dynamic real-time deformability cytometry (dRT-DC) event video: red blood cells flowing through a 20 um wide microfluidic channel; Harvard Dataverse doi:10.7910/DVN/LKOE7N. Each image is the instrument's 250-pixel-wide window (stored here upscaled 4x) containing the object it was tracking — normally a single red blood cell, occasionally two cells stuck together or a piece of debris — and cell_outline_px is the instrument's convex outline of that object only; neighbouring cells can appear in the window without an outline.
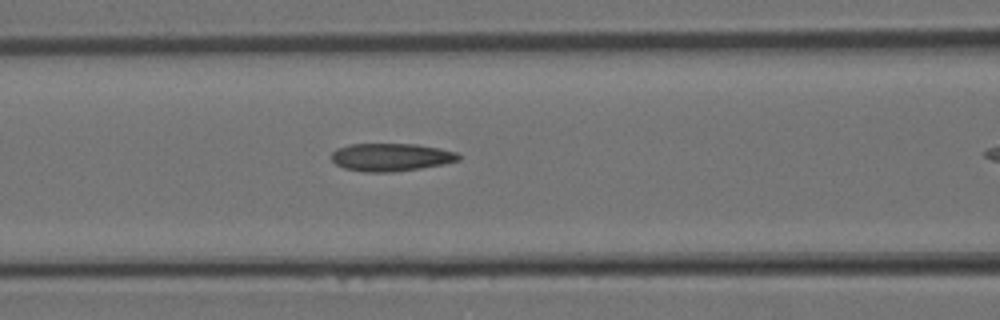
{"species": "Egyptian fruit bat (a non-hibernating species)", "species_latin": "Rousettus aegyptiacus", "temperature_condition": "room temperature", "stored_images_in_passage": 18, "camera_frame_rate_fps": 3000, "um_per_image_px": 0.085, "animal": {"sex": "female"}, "frame": {"image": 1, "passage_image": 6, "time_ms": 1.667, "image_size_px": [1000, 320], "cell_outline_px": [[460, 160], [420, 168], [392, 172], [364, 172], [344, 168], [336, 164], [332, 160], [332, 152], [336, 148], [348, 144], [416, 144], [440, 148], [456, 152], [460, 156]], "centroid_in_image_um": [33.2, 13.35], "position_along_channel_um": 133.4, "area_um2": 20.58}}
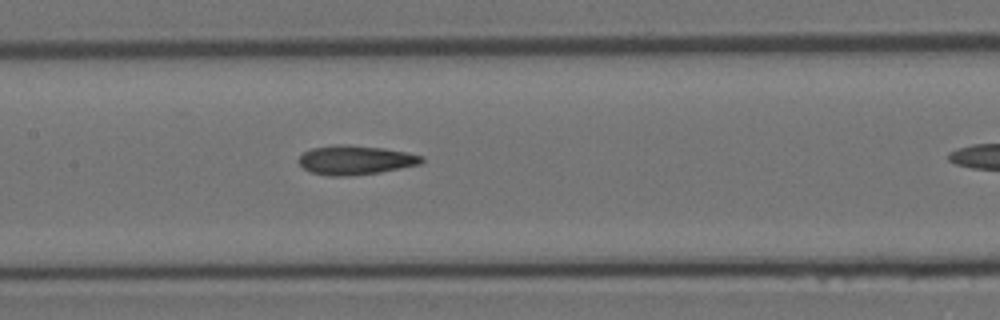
{"frame": {"image": 2, "passage_image": 8, "time_ms": 2.333, "image_size_px": [1000, 320], "cell_outline_px": [[424, 160], [420, 164], [380, 172], [348, 176], [328, 176], [308, 172], [296, 160], [304, 152], [312, 148], [336, 144], [348, 144], [384, 148], [424, 156]], "centroid_in_image_um": [30.17, 13.6], "position_along_channel_um": 177.2, "area_um2": 21.04}}
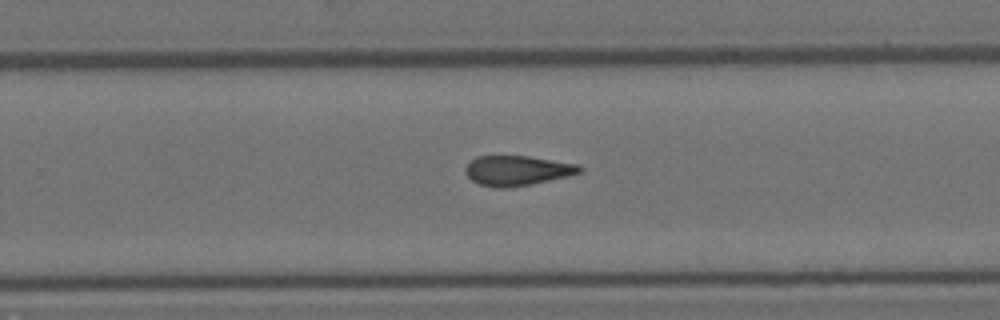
{"frame": {"image": 3, "passage_image": 13, "time_ms": 4.0, "image_size_px": [1000, 320], "cell_outline_px": [[584, 168], [580, 172], [568, 176], [528, 184], [504, 188], [496, 188], [480, 184], [472, 180], [464, 172], [464, 168], [476, 156], [528, 156], [580, 164]], "centroid_in_image_um": [43.96, 14.48], "position_along_channel_um": 285.8, "area_um2": 19.77}}